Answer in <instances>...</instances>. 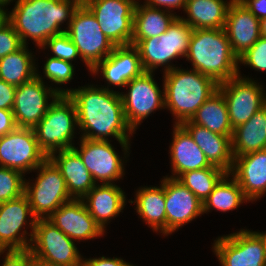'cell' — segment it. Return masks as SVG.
Here are the masks:
<instances>
[{"label": "cell", "instance_id": "cell-1", "mask_svg": "<svg viewBox=\"0 0 266 266\" xmlns=\"http://www.w3.org/2000/svg\"><path fill=\"white\" fill-rule=\"evenodd\" d=\"M74 102L81 138L106 140L115 138L123 154L129 155L130 137L135 133L127 124L120 93L95 85L66 89Z\"/></svg>", "mask_w": 266, "mask_h": 266}, {"label": "cell", "instance_id": "cell-2", "mask_svg": "<svg viewBox=\"0 0 266 266\" xmlns=\"http://www.w3.org/2000/svg\"><path fill=\"white\" fill-rule=\"evenodd\" d=\"M79 5L75 0H18L8 11V21L23 45L27 46L30 38L41 49L49 38L66 32ZM66 21L67 27L62 30Z\"/></svg>", "mask_w": 266, "mask_h": 266}, {"label": "cell", "instance_id": "cell-3", "mask_svg": "<svg viewBox=\"0 0 266 266\" xmlns=\"http://www.w3.org/2000/svg\"><path fill=\"white\" fill-rule=\"evenodd\" d=\"M165 108L174 116V124L190 120L197 109L218 90V83L197 70L178 66L163 72Z\"/></svg>", "mask_w": 266, "mask_h": 266}, {"label": "cell", "instance_id": "cell-4", "mask_svg": "<svg viewBox=\"0 0 266 266\" xmlns=\"http://www.w3.org/2000/svg\"><path fill=\"white\" fill-rule=\"evenodd\" d=\"M185 58L193 70L210 76L217 83L237 76L240 69L224 29H193Z\"/></svg>", "mask_w": 266, "mask_h": 266}, {"label": "cell", "instance_id": "cell-5", "mask_svg": "<svg viewBox=\"0 0 266 266\" xmlns=\"http://www.w3.org/2000/svg\"><path fill=\"white\" fill-rule=\"evenodd\" d=\"M76 127L74 102L68 95H59L33 129L39 148L49 157L53 152L73 148Z\"/></svg>", "mask_w": 266, "mask_h": 266}, {"label": "cell", "instance_id": "cell-6", "mask_svg": "<svg viewBox=\"0 0 266 266\" xmlns=\"http://www.w3.org/2000/svg\"><path fill=\"white\" fill-rule=\"evenodd\" d=\"M192 30L177 17L160 36L141 40L135 47L139 51L144 72H154L160 66L165 68L164 72L175 68L171 61L187 56Z\"/></svg>", "mask_w": 266, "mask_h": 266}, {"label": "cell", "instance_id": "cell-7", "mask_svg": "<svg viewBox=\"0 0 266 266\" xmlns=\"http://www.w3.org/2000/svg\"><path fill=\"white\" fill-rule=\"evenodd\" d=\"M35 170H38V177L33 183L25 178L24 194L29 200L35 219H47L62 204L71 201L72 198L61 171L49 158Z\"/></svg>", "mask_w": 266, "mask_h": 266}, {"label": "cell", "instance_id": "cell-8", "mask_svg": "<svg viewBox=\"0 0 266 266\" xmlns=\"http://www.w3.org/2000/svg\"><path fill=\"white\" fill-rule=\"evenodd\" d=\"M66 33L90 72L116 47L101 31L95 16L84 4L75 10Z\"/></svg>", "mask_w": 266, "mask_h": 266}, {"label": "cell", "instance_id": "cell-9", "mask_svg": "<svg viewBox=\"0 0 266 266\" xmlns=\"http://www.w3.org/2000/svg\"><path fill=\"white\" fill-rule=\"evenodd\" d=\"M59 95H66V89L46 86L36 70V76L32 80L16 87L12 112L17 127L33 129Z\"/></svg>", "mask_w": 266, "mask_h": 266}, {"label": "cell", "instance_id": "cell-10", "mask_svg": "<svg viewBox=\"0 0 266 266\" xmlns=\"http://www.w3.org/2000/svg\"><path fill=\"white\" fill-rule=\"evenodd\" d=\"M29 249L34 258L59 266H81L83 260L75 241L48 219H36Z\"/></svg>", "mask_w": 266, "mask_h": 266}, {"label": "cell", "instance_id": "cell-11", "mask_svg": "<svg viewBox=\"0 0 266 266\" xmlns=\"http://www.w3.org/2000/svg\"><path fill=\"white\" fill-rule=\"evenodd\" d=\"M221 266H265L266 244L257 231L241 229L218 237L212 247Z\"/></svg>", "mask_w": 266, "mask_h": 266}, {"label": "cell", "instance_id": "cell-12", "mask_svg": "<svg viewBox=\"0 0 266 266\" xmlns=\"http://www.w3.org/2000/svg\"><path fill=\"white\" fill-rule=\"evenodd\" d=\"M153 74L143 72L125 85L128 92H119L127 124L134 132L152 112L165 109L164 84L161 90Z\"/></svg>", "mask_w": 266, "mask_h": 266}, {"label": "cell", "instance_id": "cell-13", "mask_svg": "<svg viewBox=\"0 0 266 266\" xmlns=\"http://www.w3.org/2000/svg\"><path fill=\"white\" fill-rule=\"evenodd\" d=\"M218 90L226 100L229 121L233 129L246 123L266 105V92L263 85L254 79L243 77L240 70L237 76L218 83Z\"/></svg>", "mask_w": 266, "mask_h": 266}, {"label": "cell", "instance_id": "cell-14", "mask_svg": "<svg viewBox=\"0 0 266 266\" xmlns=\"http://www.w3.org/2000/svg\"><path fill=\"white\" fill-rule=\"evenodd\" d=\"M136 0H89L84 5L92 12L101 31L115 46L131 45Z\"/></svg>", "mask_w": 266, "mask_h": 266}, {"label": "cell", "instance_id": "cell-15", "mask_svg": "<svg viewBox=\"0 0 266 266\" xmlns=\"http://www.w3.org/2000/svg\"><path fill=\"white\" fill-rule=\"evenodd\" d=\"M28 218V219H27ZM30 218V219H29ZM29 220V221H28ZM36 219L25 194L19 198L0 203V247L2 250L29 249ZM30 226L31 232L25 229ZM23 230V231H22ZM29 234V235H27ZM27 236H30L27 237Z\"/></svg>", "mask_w": 266, "mask_h": 266}, {"label": "cell", "instance_id": "cell-16", "mask_svg": "<svg viewBox=\"0 0 266 266\" xmlns=\"http://www.w3.org/2000/svg\"><path fill=\"white\" fill-rule=\"evenodd\" d=\"M48 157L39 148L34 129L16 127L0 137V166L30 173ZM30 171V172H29Z\"/></svg>", "mask_w": 266, "mask_h": 266}, {"label": "cell", "instance_id": "cell-17", "mask_svg": "<svg viewBox=\"0 0 266 266\" xmlns=\"http://www.w3.org/2000/svg\"><path fill=\"white\" fill-rule=\"evenodd\" d=\"M79 148L73 146L96 184L99 182L100 184H114V181L124 177V161H127L125 159L128 155H123L125 158L122 159L109 140H91L80 137Z\"/></svg>", "mask_w": 266, "mask_h": 266}, {"label": "cell", "instance_id": "cell-18", "mask_svg": "<svg viewBox=\"0 0 266 266\" xmlns=\"http://www.w3.org/2000/svg\"><path fill=\"white\" fill-rule=\"evenodd\" d=\"M166 208V236L201 216L203 203L181 182L163 177Z\"/></svg>", "mask_w": 266, "mask_h": 266}, {"label": "cell", "instance_id": "cell-19", "mask_svg": "<svg viewBox=\"0 0 266 266\" xmlns=\"http://www.w3.org/2000/svg\"><path fill=\"white\" fill-rule=\"evenodd\" d=\"M47 219L75 242L105 235L82 199H72L62 204Z\"/></svg>", "mask_w": 266, "mask_h": 266}, {"label": "cell", "instance_id": "cell-20", "mask_svg": "<svg viewBox=\"0 0 266 266\" xmlns=\"http://www.w3.org/2000/svg\"><path fill=\"white\" fill-rule=\"evenodd\" d=\"M100 72L107 82V86L101 87L107 90H111L110 85L125 87L129 81L144 72L138 49L133 45L116 46L90 73L96 76Z\"/></svg>", "mask_w": 266, "mask_h": 266}, {"label": "cell", "instance_id": "cell-21", "mask_svg": "<svg viewBox=\"0 0 266 266\" xmlns=\"http://www.w3.org/2000/svg\"><path fill=\"white\" fill-rule=\"evenodd\" d=\"M224 30L232 52L239 57L261 37L260 20L240 0H233L229 6Z\"/></svg>", "mask_w": 266, "mask_h": 266}, {"label": "cell", "instance_id": "cell-22", "mask_svg": "<svg viewBox=\"0 0 266 266\" xmlns=\"http://www.w3.org/2000/svg\"><path fill=\"white\" fill-rule=\"evenodd\" d=\"M229 174L249 202L260 199L266 192V149L234 157Z\"/></svg>", "mask_w": 266, "mask_h": 266}, {"label": "cell", "instance_id": "cell-23", "mask_svg": "<svg viewBox=\"0 0 266 266\" xmlns=\"http://www.w3.org/2000/svg\"><path fill=\"white\" fill-rule=\"evenodd\" d=\"M172 134L173 140L169 147L170 163L172 167V175L170 178L177 179L181 174L187 171L211 166L205 154L182 125L174 124Z\"/></svg>", "mask_w": 266, "mask_h": 266}, {"label": "cell", "instance_id": "cell-24", "mask_svg": "<svg viewBox=\"0 0 266 266\" xmlns=\"http://www.w3.org/2000/svg\"><path fill=\"white\" fill-rule=\"evenodd\" d=\"M90 215L105 232L107 223L123 212L125 192L114 184H96L83 198Z\"/></svg>", "mask_w": 266, "mask_h": 266}, {"label": "cell", "instance_id": "cell-25", "mask_svg": "<svg viewBox=\"0 0 266 266\" xmlns=\"http://www.w3.org/2000/svg\"><path fill=\"white\" fill-rule=\"evenodd\" d=\"M48 158L61 171L72 199H82L96 185L82 158L73 148L53 152Z\"/></svg>", "mask_w": 266, "mask_h": 266}, {"label": "cell", "instance_id": "cell-26", "mask_svg": "<svg viewBox=\"0 0 266 266\" xmlns=\"http://www.w3.org/2000/svg\"><path fill=\"white\" fill-rule=\"evenodd\" d=\"M191 135L195 143L205 154L211 165L230 172L234 157L232 154V136H224L193 124L190 120L181 124Z\"/></svg>", "mask_w": 266, "mask_h": 266}, {"label": "cell", "instance_id": "cell-27", "mask_svg": "<svg viewBox=\"0 0 266 266\" xmlns=\"http://www.w3.org/2000/svg\"><path fill=\"white\" fill-rule=\"evenodd\" d=\"M233 0H187L184 10L187 18L179 16L192 29H224Z\"/></svg>", "mask_w": 266, "mask_h": 266}, {"label": "cell", "instance_id": "cell-28", "mask_svg": "<svg viewBox=\"0 0 266 266\" xmlns=\"http://www.w3.org/2000/svg\"><path fill=\"white\" fill-rule=\"evenodd\" d=\"M160 186H144L135 193V200H129V203H136L135 210L137 214L151 227L153 232L166 235V208H165V190L163 179Z\"/></svg>", "mask_w": 266, "mask_h": 266}, {"label": "cell", "instance_id": "cell-29", "mask_svg": "<svg viewBox=\"0 0 266 266\" xmlns=\"http://www.w3.org/2000/svg\"><path fill=\"white\" fill-rule=\"evenodd\" d=\"M167 12V13H166ZM178 16L170 10L140 4L137 0L133 14V36L131 45L141 40L160 36Z\"/></svg>", "mask_w": 266, "mask_h": 266}, {"label": "cell", "instance_id": "cell-30", "mask_svg": "<svg viewBox=\"0 0 266 266\" xmlns=\"http://www.w3.org/2000/svg\"><path fill=\"white\" fill-rule=\"evenodd\" d=\"M231 142L233 157L266 149V105L233 129Z\"/></svg>", "mask_w": 266, "mask_h": 266}, {"label": "cell", "instance_id": "cell-31", "mask_svg": "<svg viewBox=\"0 0 266 266\" xmlns=\"http://www.w3.org/2000/svg\"><path fill=\"white\" fill-rule=\"evenodd\" d=\"M190 121L224 136L233 135L227 103L219 90L197 109Z\"/></svg>", "mask_w": 266, "mask_h": 266}, {"label": "cell", "instance_id": "cell-32", "mask_svg": "<svg viewBox=\"0 0 266 266\" xmlns=\"http://www.w3.org/2000/svg\"><path fill=\"white\" fill-rule=\"evenodd\" d=\"M33 53L24 45L18 51L0 59V79L8 84L20 86L36 76V63Z\"/></svg>", "mask_w": 266, "mask_h": 266}, {"label": "cell", "instance_id": "cell-33", "mask_svg": "<svg viewBox=\"0 0 266 266\" xmlns=\"http://www.w3.org/2000/svg\"><path fill=\"white\" fill-rule=\"evenodd\" d=\"M229 177L231 175L227 173L209 194L203 203V213L207 214L211 209L225 213L237 209L242 203L249 202L238 182Z\"/></svg>", "mask_w": 266, "mask_h": 266}, {"label": "cell", "instance_id": "cell-34", "mask_svg": "<svg viewBox=\"0 0 266 266\" xmlns=\"http://www.w3.org/2000/svg\"><path fill=\"white\" fill-rule=\"evenodd\" d=\"M227 173L222 168L211 165L207 168L187 171L181 174L177 180L204 203L218 182Z\"/></svg>", "mask_w": 266, "mask_h": 266}, {"label": "cell", "instance_id": "cell-35", "mask_svg": "<svg viewBox=\"0 0 266 266\" xmlns=\"http://www.w3.org/2000/svg\"><path fill=\"white\" fill-rule=\"evenodd\" d=\"M21 171L0 166V203L24 194L25 178Z\"/></svg>", "mask_w": 266, "mask_h": 266}, {"label": "cell", "instance_id": "cell-36", "mask_svg": "<svg viewBox=\"0 0 266 266\" xmlns=\"http://www.w3.org/2000/svg\"><path fill=\"white\" fill-rule=\"evenodd\" d=\"M46 48H49L53 53L52 56H50L53 58H58L69 62H72L73 60L75 61L77 57L81 58L77 47L74 45L66 32L49 38L41 47V49Z\"/></svg>", "mask_w": 266, "mask_h": 266}, {"label": "cell", "instance_id": "cell-37", "mask_svg": "<svg viewBox=\"0 0 266 266\" xmlns=\"http://www.w3.org/2000/svg\"><path fill=\"white\" fill-rule=\"evenodd\" d=\"M44 63L43 74L49 79V82L62 85L71 82L73 79L75 67L72 62L61 60L58 58L49 57Z\"/></svg>", "mask_w": 266, "mask_h": 266}, {"label": "cell", "instance_id": "cell-38", "mask_svg": "<svg viewBox=\"0 0 266 266\" xmlns=\"http://www.w3.org/2000/svg\"><path fill=\"white\" fill-rule=\"evenodd\" d=\"M248 65L255 71L266 72V38L260 37L251 48L238 57V64Z\"/></svg>", "mask_w": 266, "mask_h": 266}, {"label": "cell", "instance_id": "cell-39", "mask_svg": "<svg viewBox=\"0 0 266 266\" xmlns=\"http://www.w3.org/2000/svg\"><path fill=\"white\" fill-rule=\"evenodd\" d=\"M23 46L19 34L9 21L0 27V59L18 51Z\"/></svg>", "mask_w": 266, "mask_h": 266}, {"label": "cell", "instance_id": "cell-40", "mask_svg": "<svg viewBox=\"0 0 266 266\" xmlns=\"http://www.w3.org/2000/svg\"><path fill=\"white\" fill-rule=\"evenodd\" d=\"M2 266H32L34 256L30 249L7 250Z\"/></svg>", "mask_w": 266, "mask_h": 266}, {"label": "cell", "instance_id": "cell-41", "mask_svg": "<svg viewBox=\"0 0 266 266\" xmlns=\"http://www.w3.org/2000/svg\"><path fill=\"white\" fill-rule=\"evenodd\" d=\"M16 86L0 79V109L12 110L15 101Z\"/></svg>", "mask_w": 266, "mask_h": 266}, {"label": "cell", "instance_id": "cell-42", "mask_svg": "<svg viewBox=\"0 0 266 266\" xmlns=\"http://www.w3.org/2000/svg\"><path fill=\"white\" fill-rule=\"evenodd\" d=\"M81 266H134L120 258L97 257L82 260Z\"/></svg>", "mask_w": 266, "mask_h": 266}, {"label": "cell", "instance_id": "cell-43", "mask_svg": "<svg viewBox=\"0 0 266 266\" xmlns=\"http://www.w3.org/2000/svg\"><path fill=\"white\" fill-rule=\"evenodd\" d=\"M17 127L12 110L0 109V137Z\"/></svg>", "mask_w": 266, "mask_h": 266}, {"label": "cell", "instance_id": "cell-44", "mask_svg": "<svg viewBox=\"0 0 266 266\" xmlns=\"http://www.w3.org/2000/svg\"><path fill=\"white\" fill-rule=\"evenodd\" d=\"M186 1L187 0H144L142 4L156 8H163L173 12L174 9H184Z\"/></svg>", "mask_w": 266, "mask_h": 266}, {"label": "cell", "instance_id": "cell-45", "mask_svg": "<svg viewBox=\"0 0 266 266\" xmlns=\"http://www.w3.org/2000/svg\"><path fill=\"white\" fill-rule=\"evenodd\" d=\"M259 20L266 17V0H240Z\"/></svg>", "mask_w": 266, "mask_h": 266}, {"label": "cell", "instance_id": "cell-46", "mask_svg": "<svg viewBox=\"0 0 266 266\" xmlns=\"http://www.w3.org/2000/svg\"><path fill=\"white\" fill-rule=\"evenodd\" d=\"M5 6L0 4V27L8 21V12Z\"/></svg>", "mask_w": 266, "mask_h": 266}, {"label": "cell", "instance_id": "cell-47", "mask_svg": "<svg viewBox=\"0 0 266 266\" xmlns=\"http://www.w3.org/2000/svg\"><path fill=\"white\" fill-rule=\"evenodd\" d=\"M260 34L261 37L266 38V17L260 19Z\"/></svg>", "mask_w": 266, "mask_h": 266}, {"label": "cell", "instance_id": "cell-48", "mask_svg": "<svg viewBox=\"0 0 266 266\" xmlns=\"http://www.w3.org/2000/svg\"><path fill=\"white\" fill-rule=\"evenodd\" d=\"M32 266H59V265L51 264V263L42 261L40 259L34 258V262Z\"/></svg>", "mask_w": 266, "mask_h": 266}, {"label": "cell", "instance_id": "cell-49", "mask_svg": "<svg viewBox=\"0 0 266 266\" xmlns=\"http://www.w3.org/2000/svg\"><path fill=\"white\" fill-rule=\"evenodd\" d=\"M11 1L13 2V1H16V0H0V4L6 6V5H9V3H10ZM17 1H18V0H17Z\"/></svg>", "mask_w": 266, "mask_h": 266}, {"label": "cell", "instance_id": "cell-50", "mask_svg": "<svg viewBox=\"0 0 266 266\" xmlns=\"http://www.w3.org/2000/svg\"><path fill=\"white\" fill-rule=\"evenodd\" d=\"M75 1H77L80 5H82L88 2L89 0H75Z\"/></svg>", "mask_w": 266, "mask_h": 266}, {"label": "cell", "instance_id": "cell-51", "mask_svg": "<svg viewBox=\"0 0 266 266\" xmlns=\"http://www.w3.org/2000/svg\"><path fill=\"white\" fill-rule=\"evenodd\" d=\"M263 237H264V241H265V244H266V232H259Z\"/></svg>", "mask_w": 266, "mask_h": 266}, {"label": "cell", "instance_id": "cell-52", "mask_svg": "<svg viewBox=\"0 0 266 266\" xmlns=\"http://www.w3.org/2000/svg\"><path fill=\"white\" fill-rule=\"evenodd\" d=\"M5 252V250H2L0 247V256Z\"/></svg>", "mask_w": 266, "mask_h": 266}]
</instances>
